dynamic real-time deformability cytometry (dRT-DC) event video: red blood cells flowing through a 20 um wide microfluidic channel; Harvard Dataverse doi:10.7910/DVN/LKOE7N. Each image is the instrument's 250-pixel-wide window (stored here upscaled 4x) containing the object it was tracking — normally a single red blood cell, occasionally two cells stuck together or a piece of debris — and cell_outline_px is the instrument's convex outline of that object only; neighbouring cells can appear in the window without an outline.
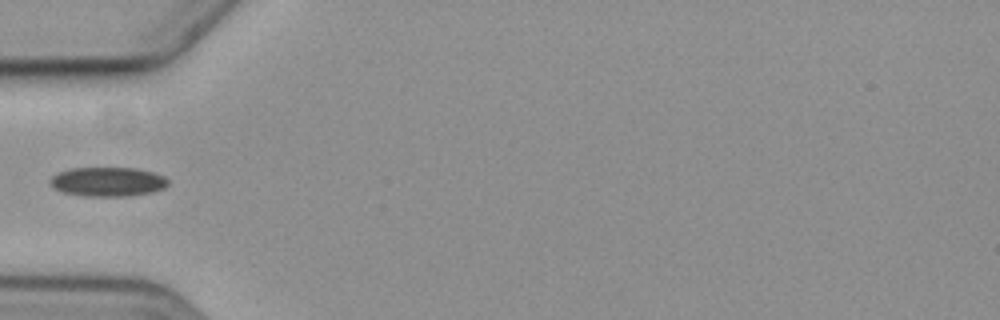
{"species": "common noctule bat (a hibernating species)", "species_latin": "Nyctalus noctula", "temperature_condition": "cold", "stored_images_in_passage": 2, "camera_frame_rate_fps": 3000, "um_per_image_px": 0.085, "animal": {"sex": "female", "body_mass_g": 19.3, "forearm_length_mm": 54.1}, "frame": {"image": 1, "passage_image": 2, "time_ms": 1.0, "image_size_px": [1000, 320], "cell_outline_px": [[168, 184], [164, 188], [152, 192], [128, 196], [84, 196], [64, 192], [52, 188], [48, 184], [48, 180], [56, 172], [72, 168], [136, 168], [152, 172], [164, 176], [168, 180]], "centroid_in_image_um": [9.11, 15.44], "position_along_channel_um": 75.9, "area_um2": 20.29}}